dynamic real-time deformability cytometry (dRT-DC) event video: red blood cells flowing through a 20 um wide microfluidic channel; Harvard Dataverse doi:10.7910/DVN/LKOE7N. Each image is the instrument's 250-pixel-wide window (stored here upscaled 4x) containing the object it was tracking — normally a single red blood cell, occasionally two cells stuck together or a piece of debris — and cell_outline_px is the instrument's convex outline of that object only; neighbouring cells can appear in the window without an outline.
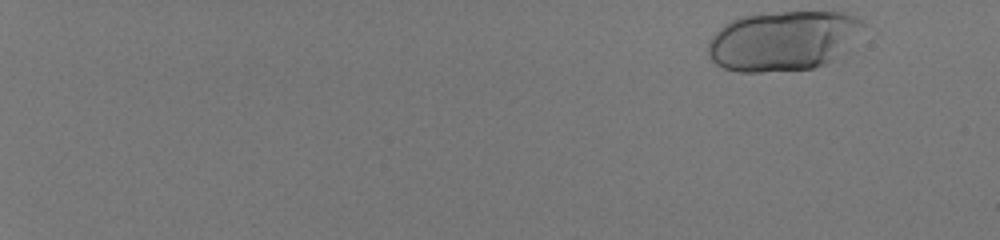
{"species": "human", "species_latin": "Homo sapiens", "temperature_condition": "room temperature", "stored_images_in_passage": 50, "segment_of_instrument_passage": [1, 2], "camera_frame_rate_fps": 3000, "um_per_image_px": 0.085, "donor": {"sex": "male"}, "frame": {"image": 1, "passage_image": 1, "time_ms": 0.0, "image_size_px": [1000, 240], "cell_outline_px": [[864, 24], [824, 64], [812, 68], [760, 72], [736, 72], [724, 68], [716, 64], [712, 60], [708, 52], [708, 44], [712, 36], [724, 24], [740, 16], [780, 12], [840, 12], [856, 16], [864, 20]], "centroid_in_image_um": [66.41, 3.45], "position_along_channel_um": 18.6, "area_um2": 52.54}}
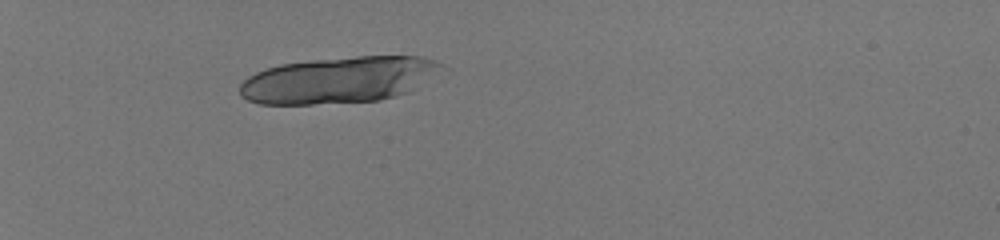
{"frame": {"image": 2, "passage_image": 17, "time_ms": 5.333, "image_size_px": [1000, 240], "cell_outline_px": [[440, 64], [408, 92], [396, 96], [380, 100], [312, 104], [260, 104], [248, 100], [240, 96], [240, 84], [248, 76], [256, 72], [280, 64], [312, 60], [356, 56], [420, 56], [436, 60]], "centroid_in_image_um": [28.63, 6.8], "position_along_channel_um": 56.4, "area_um2": 53.35}}